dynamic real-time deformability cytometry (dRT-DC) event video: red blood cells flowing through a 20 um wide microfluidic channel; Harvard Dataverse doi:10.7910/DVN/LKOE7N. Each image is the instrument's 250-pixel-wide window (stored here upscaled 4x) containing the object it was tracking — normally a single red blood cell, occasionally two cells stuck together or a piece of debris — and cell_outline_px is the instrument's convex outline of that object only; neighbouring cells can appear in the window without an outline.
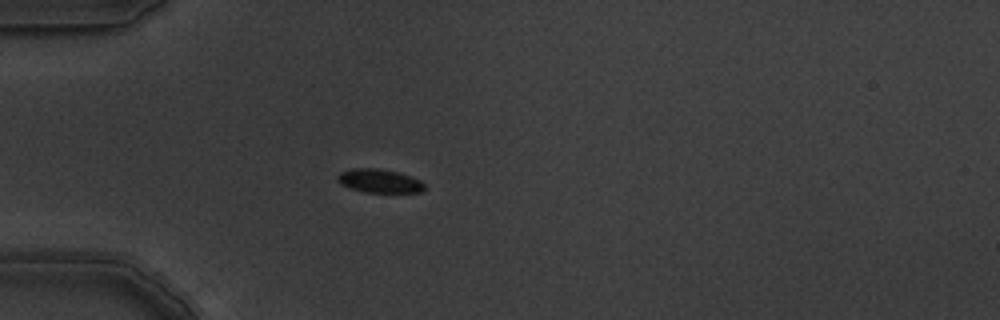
{"species": "common noctule bat (a hibernating species)", "species_latin": "Nyctalus noctula", "temperature_condition": "warm", "stored_images_in_passage": 2, "camera_frame_rate_fps": 3000, "um_per_image_px": 0.085, "animal": {"sex": "male", "body_mass_g": 19.5, "forearm_length_mm": 54.6}, "frame": {"image": 1, "passage_image": 1, "time_ms": 0.0, "image_size_px": [1000, 320], "cell_outline_px": [[424, 188], [420, 192], [364, 192], [340, 184], [336, 180], [336, 176], [340, 172], [352, 168], [376, 168], [400, 172], [420, 180], [424, 184]], "centroid_in_image_um": [32.21, 15.36], "position_along_channel_um": 52.8, "area_um2": 11.96}}